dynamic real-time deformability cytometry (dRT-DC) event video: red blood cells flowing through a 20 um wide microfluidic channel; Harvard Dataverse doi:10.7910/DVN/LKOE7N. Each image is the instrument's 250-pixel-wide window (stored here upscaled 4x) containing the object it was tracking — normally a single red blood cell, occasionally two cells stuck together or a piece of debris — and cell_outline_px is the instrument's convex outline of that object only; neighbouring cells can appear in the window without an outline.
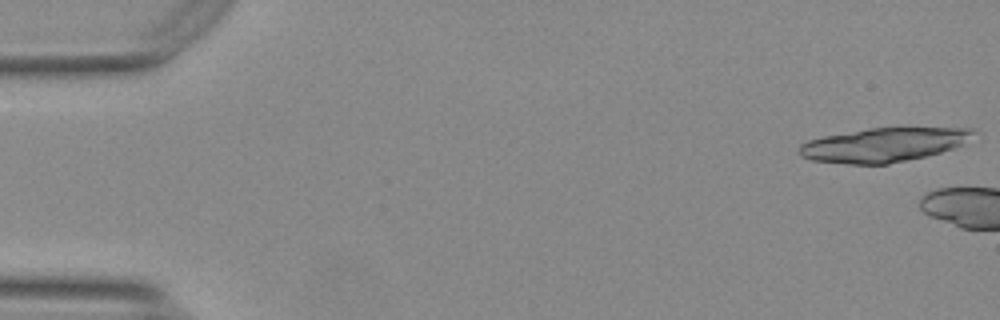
{"species": "Egyptian fruit bat (a non-hibernating species)", "species_latin": "Rousettus aegyptiacus", "temperature_condition": "warm", "stored_images_in_passage": 5, "camera_frame_rate_fps": 3000, "um_per_image_px": 0.085, "animal": {"sex": "female"}, "frame": {"image": 1, "passage_image": 1, "time_ms": 0.0, "image_size_px": [1000, 320], "cell_outline_px": [[980, 132], [964, 144], [940, 152], [924, 156], [888, 164], [848, 164], [812, 160], [800, 156], [800, 144], [808, 140], [824, 136], [868, 128], [972, 128]], "centroid_in_image_um": [75.14, 12.3], "position_along_channel_um": 9.9, "area_um2": 34.45}}